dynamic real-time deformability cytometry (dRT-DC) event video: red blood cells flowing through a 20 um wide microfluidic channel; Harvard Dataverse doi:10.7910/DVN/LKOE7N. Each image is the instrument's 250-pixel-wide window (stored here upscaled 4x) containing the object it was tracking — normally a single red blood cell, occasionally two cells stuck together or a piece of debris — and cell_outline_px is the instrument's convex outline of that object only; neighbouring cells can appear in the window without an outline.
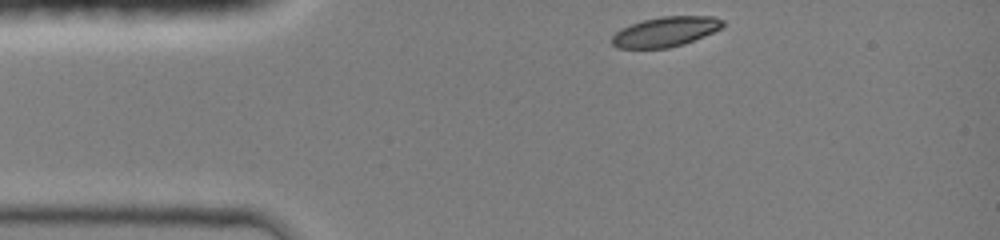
{"species": "common noctule bat (a hibernating species)", "species_latin": "Nyctalus noctula", "temperature_condition": "room temperature", "stored_images_in_passage": 26, "camera_frame_rate_fps": 3000, "um_per_image_px": 0.085, "animal": {"sex": "female", "body_mass_g": 19.0, "forearm_length_mm": 51.5}, "frame": {"image": 1, "passage_image": 1, "time_ms": 0.0, "image_size_px": [1000, 240], "cell_outline_px": [[724, 28], [684, 44], [668, 48], [616, 48], [612, 44], [612, 36], [620, 28], [644, 20], [660, 16], [712, 16], [724, 20]], "centroid_in_image_um": [56.59, 2.69], "position_along_channel_um": 28.4, "area_um2": 19.42}}
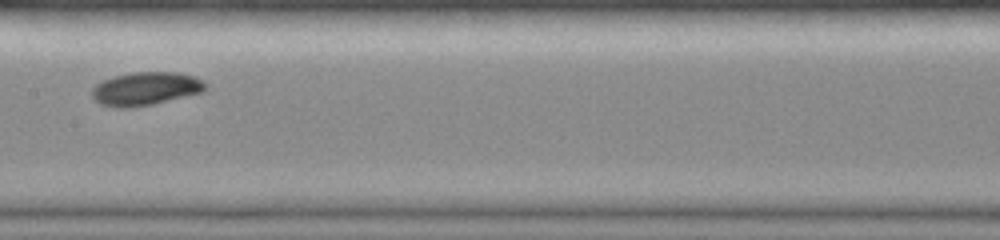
{"frame": {"image": 2, "passage_image": 15, "time_ms": 5.0, "image_size_px": [1000, 240], "cell_outline_px": [[208, 84], [204, 92], [152, 104], [132, 108], [116, 108], [100, 104], [92, 96], [92, 88], [96, 84], [104, 80], [116, 76], [132, 72], [176, 72], [196, 76], [204, 80]], "centroid_in_image_um": [12.42, 7.54], "position_along_channel_um": 195.0, "area_um2": 22.2}}
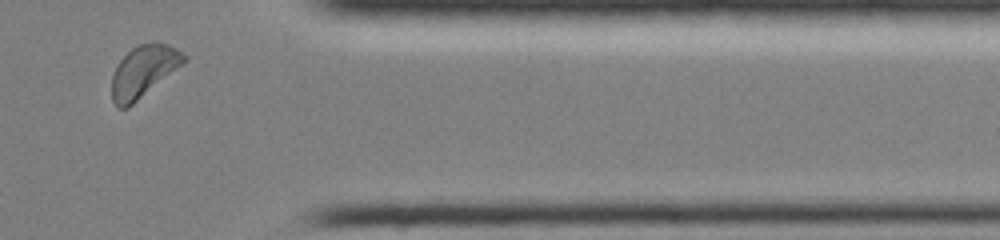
{"frame": {"image": 3, "passage_image": 26, "time_ms": 10.0, "image_size_px": [1000, 240], "cell_outline_px": [[188, 56], [180, 64], [128, 108], [116, 108], [112, 100], [112, 76], [120, 60], [132, 48], [140, 44], [156, 40]], "centroid_in_image_um": [12.13, 6.06], "position_along_channel_um": 399.3, "area_um2": 20.92}, "authors_computed_cell_mechanics": {"area_um2": 20.9525, "velocity_mm_per_s": 4.2009, "shape_relaxation_time_tau1_ms": 2.7804, "shape_relaxation_time_tau2_ms": null, "deformation_change_tau1": 0.1145, "deformation_change_tau2": null}}